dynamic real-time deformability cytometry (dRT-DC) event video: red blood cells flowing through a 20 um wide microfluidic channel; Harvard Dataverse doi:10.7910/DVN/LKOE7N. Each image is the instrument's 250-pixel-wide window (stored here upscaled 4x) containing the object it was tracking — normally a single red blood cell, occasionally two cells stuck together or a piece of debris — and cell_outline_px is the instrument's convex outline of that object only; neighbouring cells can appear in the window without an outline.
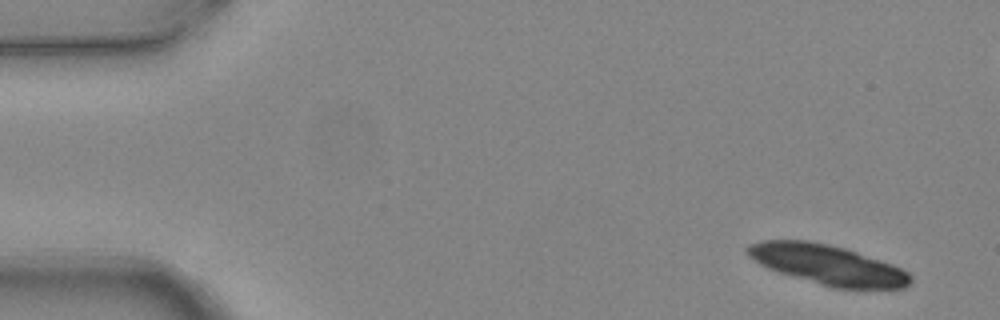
{"species": "common noctule bat (a hibernating species)", "species_latin": "Nyctalus noctula", "temperature_condition": "warm", "stored_images_in_passage": 5, "camera_frame_rate_fps": 3000, "um_per_image_px": 0.085, "animal": {"sex": "female", "body_mass_g": 24.6, "forearm_length_mm": 56.2}, "frame": {"image": 1, "passage_image": 1, "time_ms": 0.0, "image_size_px": [1000, 320], "cell_outline_px": [[912, 280], [904, 288], [832, 288], [776, 272], [760, 264], [748, 256], [744, 252], [744, 248], [748, 244], [764, 240], [808, 240], [828, 244], [844, 248], [892, 264], [908, 272], [912, 276]], "centroid_in_image_um": [70.29, 22.5], "position_along_channel_um": 14.7, "area_um2": 37.92}}